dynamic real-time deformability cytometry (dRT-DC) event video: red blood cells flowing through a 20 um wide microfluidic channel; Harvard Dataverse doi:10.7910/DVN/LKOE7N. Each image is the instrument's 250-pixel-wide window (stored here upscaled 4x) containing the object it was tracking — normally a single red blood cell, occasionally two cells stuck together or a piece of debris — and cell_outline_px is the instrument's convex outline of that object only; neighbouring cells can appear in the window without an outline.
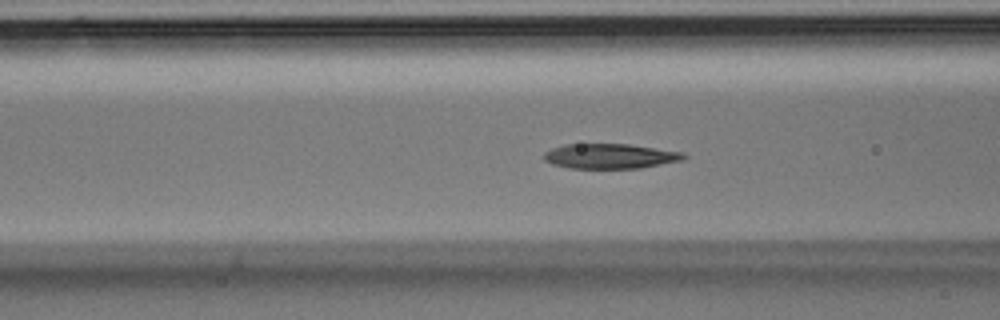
{"species": "Egyptian fruit bat (a non-hibernating species)", "species_latin": "Rousettus aegyptiacus", "temperature_condition": "room temperature", "stored_images_in_passage": 47, "camera_frame_rate_fps": 3000, "um_per_image_px": 0.085, "animal": {"sex": "male"}, "frame": {"image": 1, "passage_image": 18, "time_ms": 5.667, "image_size_px": [1000, 320], "cell_outline_px": [[688, 156], [684, 160], [640, 168], [568, 168], [552, 164], [544, 160], [544, 152], [552, 148], [564, 144], [628, 144], [684, 152]], "centroid_in_image_um": [51.87, 13.27], "position_along_channel_um": 114.7, "area_um2": 20.4}}
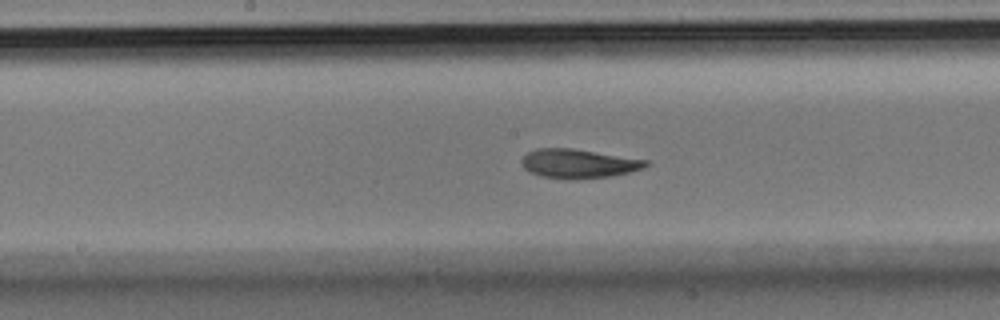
{"frame": {"image": 2, "passage_image": 24, "time_ms": 7.667, "image_size_px": [1000, 320], "cell_outline_px": [[652, 164], [644, 168], [628, 172], [608, 176], [576, 180], [568, 180], [540, 176], [528, 172], [520, 164], [520, 160], [528, 152], [536, 148], [572, 148], [648, 160]], "centroid_in_image_um": [49.14, 13.91], "position_along_channel_um": 199.1, "area_um2": 21.33}}
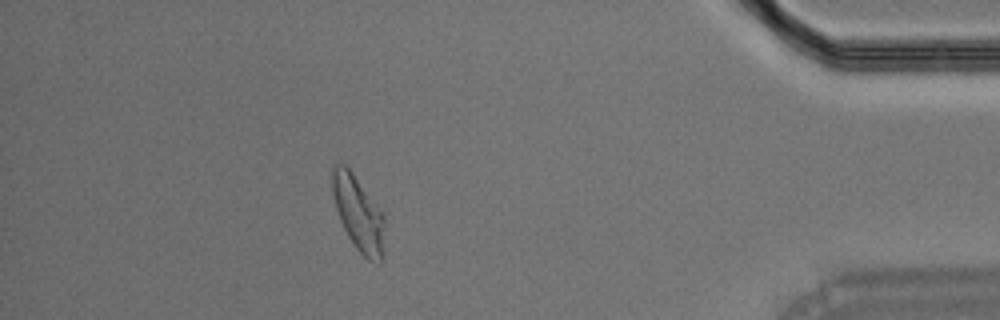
{"frame": {"image": 3, "passage_image": 42, "time_ms": 13.667, "image_size_px": [1000, 320], "cell_outline_px": [[384, 260], [380, 264], [368, 260], [356, 248], [348, 236], [340, 220], [336, 208], [332, 192], [328, 172], [332, 164], [344, 164], [352, 172], [384, 216]], "centroid_in_image_um": [30.43, 18.14], "position_along_channel_um": 404.8, "area_um2": 23.06}}